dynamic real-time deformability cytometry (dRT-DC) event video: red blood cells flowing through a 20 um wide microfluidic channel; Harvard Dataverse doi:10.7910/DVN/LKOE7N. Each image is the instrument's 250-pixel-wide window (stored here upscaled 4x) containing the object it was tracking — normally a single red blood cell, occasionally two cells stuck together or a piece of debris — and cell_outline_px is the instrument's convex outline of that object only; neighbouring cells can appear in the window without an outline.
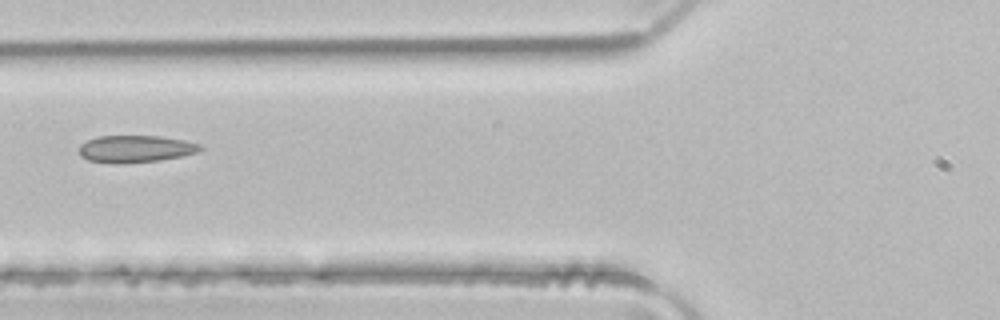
{"species": "common noctule bat (a hibernating species)", "species_latin": "Nyctalus noctula", "temperature_condition": "room temperature", "stored_images_in_passage": 5, "camera_frame_rate_fps": 3000, "um_per_image_px": 0.085, "animal": {"sex": "male", "body_mass_g": 21.5, "forearm_length_mm": 52.0}, "frame": {"image": 1, "passage_image": 5, "time_ms": 1.333, "image_size_px": [1000, 320], "cell_outline_px": [[204, 148], [200, 152], [160, 160], [124, 164], [112, 164], [88, 160], [80, 156], [80, 144], [88, 140], [100, 136], [160, 136], [184, 140], [200, 144]], "centroid_in_image_um": [11.53, 12.66], "position_along_channel_um": 114.3, "area_um2": 19.31}}